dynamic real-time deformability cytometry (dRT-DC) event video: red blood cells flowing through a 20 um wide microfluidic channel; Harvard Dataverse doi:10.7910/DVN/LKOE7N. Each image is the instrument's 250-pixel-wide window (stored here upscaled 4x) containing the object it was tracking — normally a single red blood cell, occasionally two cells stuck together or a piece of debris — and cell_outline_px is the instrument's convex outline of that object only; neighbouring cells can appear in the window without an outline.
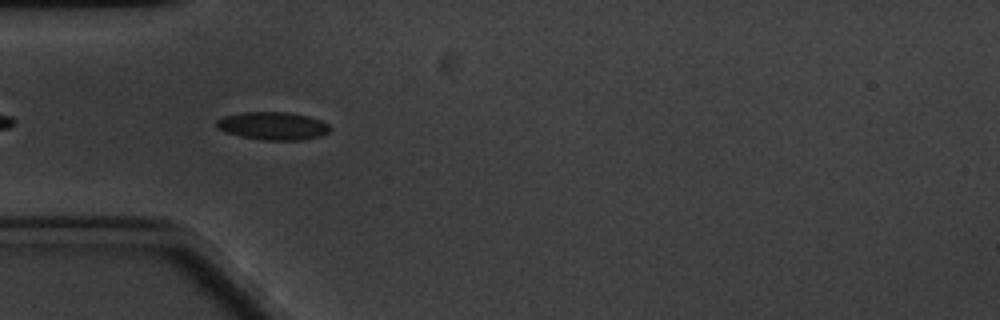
{"species": "common noctule bat (a hibernating species)", "species_latin": "Nyctalus noctula", "temperature_condition": "cold", "stored_images_in_passage": 22, "camera_frame_rate_fps": 3000, "um_per_image_px": 0.085, "animal": {"sex": "male", "body_mass_g": 20.1, "forearm_length_mm": 53.5}, "frame": {"image": 1, "passage_image": 4, "time_ms": 1.0, "image_size_px": [1000, 320], "cell_outline_px": [[332, 128], [328, 132], [320, 136], [300, 140], [264, 140], [240, 136], [216, 128], [216, 120], [224, 116], [240, 112], [288, 112], [308, 116], [320, 120], [328, 124]], "centroid_in_image_um": [23.19, 10.69], "position_along_channel_um": 61.8, "area_um2": 18.44}}